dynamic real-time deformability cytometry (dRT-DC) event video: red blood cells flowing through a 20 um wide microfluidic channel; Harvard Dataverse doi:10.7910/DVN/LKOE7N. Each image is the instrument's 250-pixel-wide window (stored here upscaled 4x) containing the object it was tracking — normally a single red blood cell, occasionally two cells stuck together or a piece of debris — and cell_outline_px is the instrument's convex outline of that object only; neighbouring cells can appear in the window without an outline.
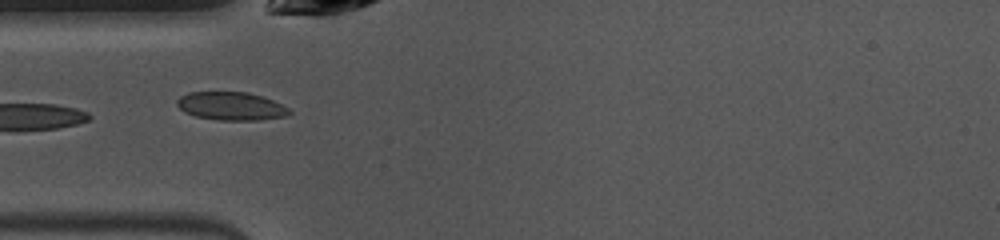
{"species": "common noctule bat (a hibernating species)", "species_latin": "Nyctalus noctula", "temperature_condition": "warm", "stored_images_in_passage": 31, "camera_frame_rate_fps": 3000, "um_per_image_px": 0.085, "animal": {"sex": "female", "body_mass_g": 10.0, "forearm_length_mm": 53.1}, "frame": {"image": 1, "passage_image": 1, "time_ms": 0.0, "image_size_px": [1000, 240], "cell_outline_px": [[292, 112], [288, 116], [260, 120], [220, 120], [196, 116], [184, 112], [176, 104], [176, 100], [180, 96], [188, 92], [248, 92], [272, 100], [288, 108]], "centroid_in_image_um": [19.63, 9.02], "position_along_channel_um": 65.4, "area_um2": 18.44}, "authors_computed_cell_mechanics": {"area_um2": 19.1318, "velocity_mm_per_s": 4.0095, "shape_relaxation_time_tau1_ms": 3.6299, "shape_relaxation_time_tau2_ms": 1.3229, "deformation_change_tau1": 0.1323, "deformation_change_tau2": 0.0726}}